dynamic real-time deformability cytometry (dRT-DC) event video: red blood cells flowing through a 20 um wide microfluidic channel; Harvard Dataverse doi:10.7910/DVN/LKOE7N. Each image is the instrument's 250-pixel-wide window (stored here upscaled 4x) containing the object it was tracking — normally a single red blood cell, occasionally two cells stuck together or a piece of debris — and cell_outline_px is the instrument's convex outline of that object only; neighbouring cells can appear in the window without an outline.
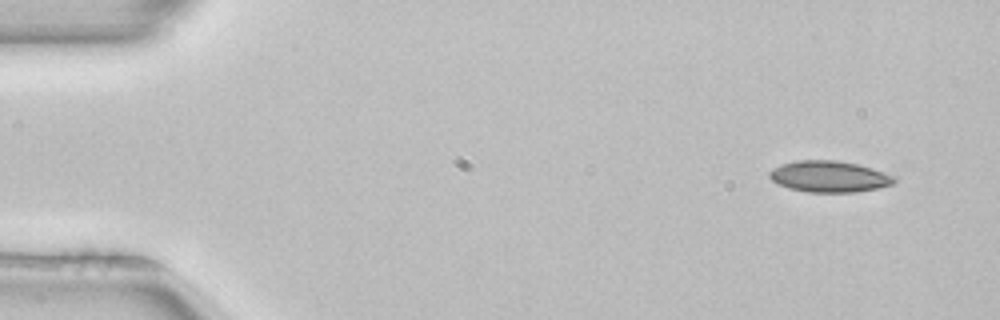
{"species": "common noctule bat (a hibernating species)", "species_latin": "Nyctalus noctula", "temperature_condition": "room temperature", "stored_images_in_passage": 3, "camera_frame_rate_fps": 3000, "um_per_image_px": 0.085, "animal": {"sex": "female", "body_mass_g": 22.7, "forearm_length_mm": 54.2}, "frame": {"image": 1, "passage_image": 1, "time_ms": 0.0, "image_size_px": [1000, 320], "cell_outline_px": [[896, 180], [892, 184], [876, 188], [856, 192], [808, 192], [788, 188], [776, 184], [768, 176], [768, 172], [772, 168], [780, 164], [796, 160], [836, 160], [856, 164], [872, 168], [896, 176]], "centroid_in_image_um": [70.43, 15.0], "position_along_channel_um": 14.6, "area_um2": 22.89}}
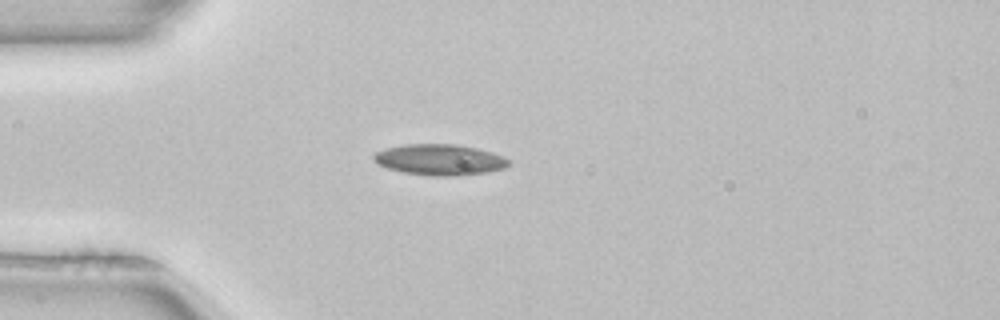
{"frame": {"image": 2, "passage_image": 3, "time_ms": 0.667, "image_size_px": [1000, 320], "cell_outline_px": [[512, 164], [504, 168], [488, 172], [460, 176], [432, 176], [404, 172], [388, 168], [376, 164], [372, 160], [372, 156], [376, 152], [384, 148], [404, 144], [456, 144], [476, 148], [492, 152], [504, 156]], "centroid_in_image_um": [37.37, 13.57], "position_along_channel_um": 47.6, "area_um2": 24.62}}